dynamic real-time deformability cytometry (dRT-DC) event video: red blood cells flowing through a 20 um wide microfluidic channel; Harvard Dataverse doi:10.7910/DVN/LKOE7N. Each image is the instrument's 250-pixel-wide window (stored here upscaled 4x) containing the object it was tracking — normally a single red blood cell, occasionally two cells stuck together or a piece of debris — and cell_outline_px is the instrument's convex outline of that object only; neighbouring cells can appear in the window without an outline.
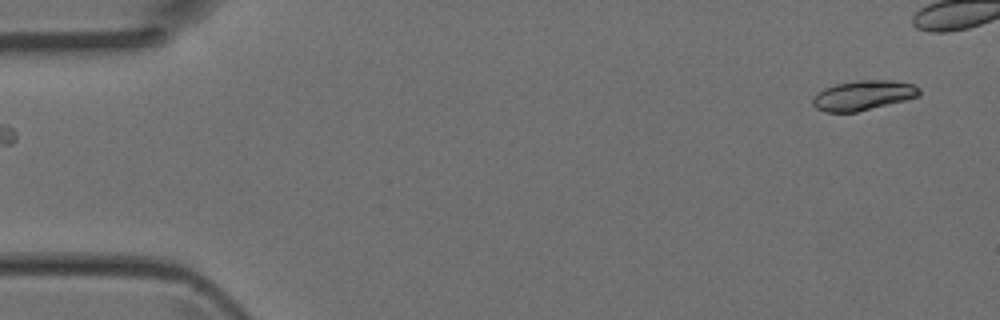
{"species": "Egyptian fruit bat (a non-hibernating species)", "species_latin": "Rousettus aegyptiacus", "temperature_condition": "room temperature", "stored_images_in_passage": 3, "segment_of_instrument_passage": [2, 2], "camera_frame_rate_fps": 3000, "um_per_image_px": 0.085, "animal": {"sex": "female"}, "frame": {"image": 1, "passage_image": 3, "time_ms": 0.667, "image_size_px": [1000, 320], "cell_outline_px": [[920, 96], [856, 112], [824, 112], [816, 108], [812, 104], [812, 96], [824, 88], [836, 84], [856, 80], [892, 80], [912, 84], [920, 88]], "centroid_in_image_um": [73.34, 8.1], "position_along_channel_um": 11.7, "area_um2": 18.5}}